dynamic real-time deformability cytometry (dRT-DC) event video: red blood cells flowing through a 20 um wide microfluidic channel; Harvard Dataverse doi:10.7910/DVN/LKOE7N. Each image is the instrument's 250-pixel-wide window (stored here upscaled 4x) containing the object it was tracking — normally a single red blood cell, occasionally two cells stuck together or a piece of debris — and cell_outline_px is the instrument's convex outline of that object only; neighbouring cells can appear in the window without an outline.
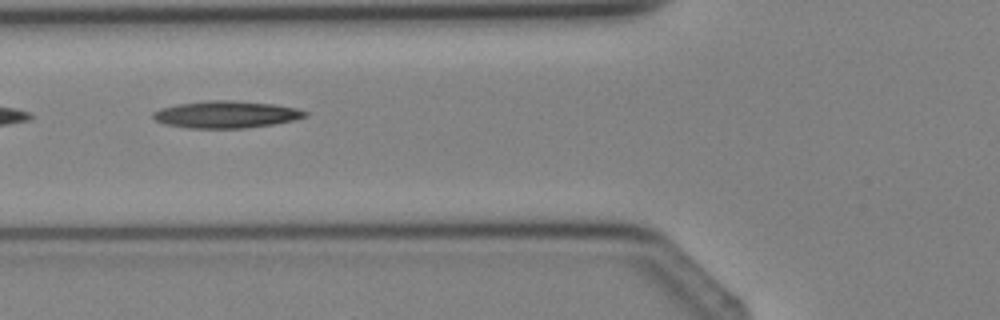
{"species": "Egyptian fruit bat (a non-hibernating species)", "species_latin": "Rousettus aegyptiacus", "temperature_condition": "cold", "stored_images_in_passage": 3, "camera_frame_rate_fps": 3000, "um_per_image_px": 0.085, "animal": {"sex": "female"}, "frame": {"image": 1, "passage_image": 3, "time_ms": 2.0, "image_size_px": [1000, 320], "cell_outline_px": [[308, 116], [292, 120], [272, 124], [244, 128], [188, 128], [164, 124], [156, 120], [152, 116], [152, 112], [160, 108], [176, 104], [208, 100], [228, 100], [272, 104], [296, 108], [308, 112]], "centroid_in_image_um": [19.17, 9.73], "position_along_channel_um": 106.6, "area_um2": 23.87}}